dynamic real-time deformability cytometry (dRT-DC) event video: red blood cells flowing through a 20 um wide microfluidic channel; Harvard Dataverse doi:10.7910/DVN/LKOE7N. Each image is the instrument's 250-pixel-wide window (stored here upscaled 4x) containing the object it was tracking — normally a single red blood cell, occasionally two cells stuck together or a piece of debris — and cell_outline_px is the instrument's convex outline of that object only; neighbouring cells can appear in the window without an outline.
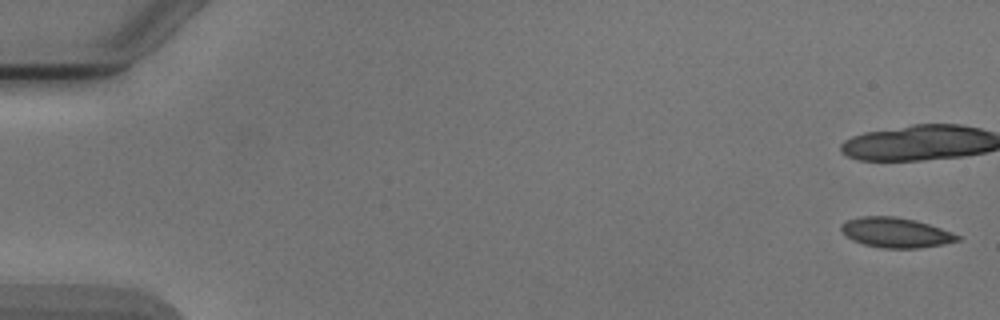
{"species": "Egyptian fruit bat (a non-hibernating species)", "species_latin": "Rousettus aegyptiacus", "temperature_condition": "cold", "stored_images_in_passage": 6, "segment_of_instrument_passage": [2, 2], "camera_frame_rate_fps": 3000, "um_per_image_px": 0.085, "animal": {"sex": "male"}, "frame": {"image": 1, "passage_image": 6, "time_ms": 6.0, "image_size_px": [1000, 320], "cell_outline_px": [[960, 240], [944, 244], [920, 248], [880, 248], [864, 244], [852, 240], [840, 228], [840, 224], [848, 220], [860, 216], [896, 216], [916, 220], [952, 232], [960, 236]], "centroid_in_image_um": [76.15, 19.77], "position_along_channel_um": 8.9, "area_um2": 20.29}}